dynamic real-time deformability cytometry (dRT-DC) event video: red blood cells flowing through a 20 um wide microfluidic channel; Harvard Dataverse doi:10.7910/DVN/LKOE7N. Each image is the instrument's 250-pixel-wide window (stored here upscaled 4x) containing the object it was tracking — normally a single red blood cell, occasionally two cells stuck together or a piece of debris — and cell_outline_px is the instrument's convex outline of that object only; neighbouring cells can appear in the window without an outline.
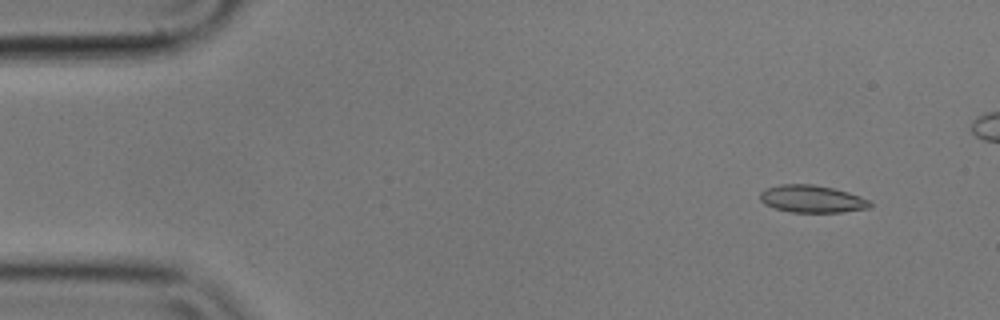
{"species": "common noctule bat (a hibernating species)", "species_latin": "Nyctalus noctula", "temperature_condition": "cold", "stored_images_in_passage": 6, "camera_frame_rate_fps": 3000, "um_per_image_px": 0.085, "animal": {"sex": "male", "body_mass_g": 17.9}, "frame": {"image": 1, "passage_image": 2, "time_ms": 0.333, "image_size_px": [1000, 320], "cell_outline_px": [[872, 208], [840, 212], [792, 212], [776, 208], [764, 204], [760, 200], [760, 192], [764, 188], [780, 184], [812, 184], [832, 188], [848, 192], [872, 200]], "centroid_in_image_um": [69.04, 16.9], "position_along_channel_um": 16.0, "area_um2": 17.69}}